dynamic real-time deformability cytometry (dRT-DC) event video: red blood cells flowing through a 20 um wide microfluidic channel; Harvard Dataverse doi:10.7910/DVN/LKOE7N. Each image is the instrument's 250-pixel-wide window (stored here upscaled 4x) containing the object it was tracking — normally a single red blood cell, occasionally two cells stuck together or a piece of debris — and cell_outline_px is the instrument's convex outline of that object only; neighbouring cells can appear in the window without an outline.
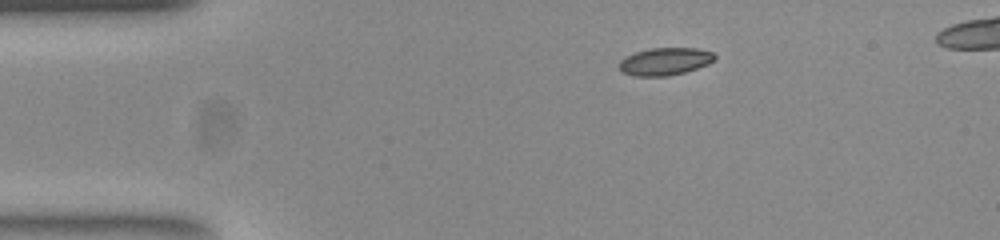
{"species": "common noctule bat (a hibernating species)", "species_latin": "Nyctalus noctula", "temperature_condition": "room temperature", "stored_images_in_passage": 43, "camera_frame_rate_fps": 3000, "um_per_image_px": 0.085, "animal": {"sex": "female", "body_mass_g": 23.0, "forearm_length_mm": 53.4}, "frame": {"image": 1, "passage_image": 1, "time_ms": 0.0, "image_size_px": [1000, 240], "cell_outline_px": [[716, 60], [708, 64], [684, 72], [668, 76], [632, 76], [620, 72], [620, 60], [624, 56], [636, 52], [652, 48], [696, 48], [712, 52], [716, 56]], "centroid_in_image_um": [56.51, 5.22], "position_along_channel_um": 28.5, "area_um2": 15.37}}
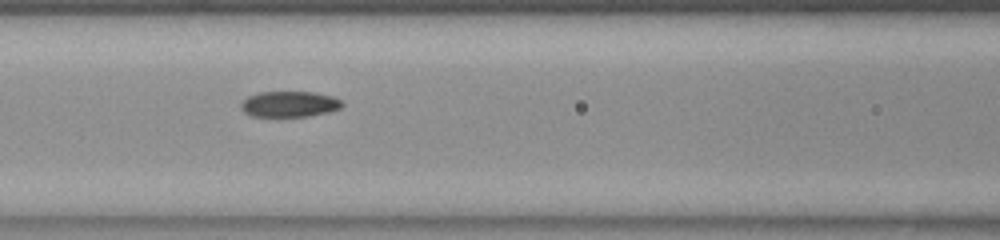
{"frame": {"image": 2, "passage_image": 14, "time_ms": 4.333, "image_size_px": [1000, 240], "cell_outline_px": [[344, 104], [340, 108], [328, 112], [308, 116], [252, 116], [244, 112], [240, 108], [240, 104], [248, 96], [260, 92], [312, 92], [332, 96], [340, 100]], "centroid_in_image_um": [24.59, 8.85], "position_along_channel_um": 142.0, "area_um2": 15.09}}
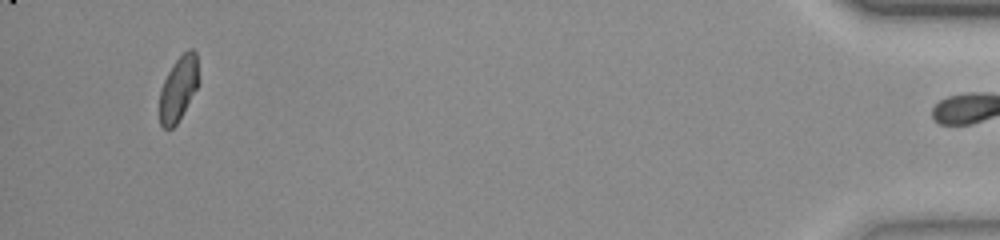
{"frame": {"image": 3, "passage_image": 42, "time_ms": 13.667, "image_size_px": [1000, 240], "cell_outline_px": [[200, 84], [176, 124], [172, 128], [164, 128], [160, 124], [160, 88], [168, 72], [176, 60], [188, 48], [192, 48], [196, 52], [200, 80]], "centroid_in_image_um": [15.2, 7.49], "position_along_channel_um": 420.0, "area_um2": 14.85}, "authors_computed_cell_mechanics": {"area_um2": 15.5482, "velocity_mm_per_s": 3.8677, "shape_relaxation_time_tau1_ms": null, "shape_relaxation_time_tau2_ms": 1.8668, "deformation_change_tau1": null, "deformation_change_tau2": 0.0431}}